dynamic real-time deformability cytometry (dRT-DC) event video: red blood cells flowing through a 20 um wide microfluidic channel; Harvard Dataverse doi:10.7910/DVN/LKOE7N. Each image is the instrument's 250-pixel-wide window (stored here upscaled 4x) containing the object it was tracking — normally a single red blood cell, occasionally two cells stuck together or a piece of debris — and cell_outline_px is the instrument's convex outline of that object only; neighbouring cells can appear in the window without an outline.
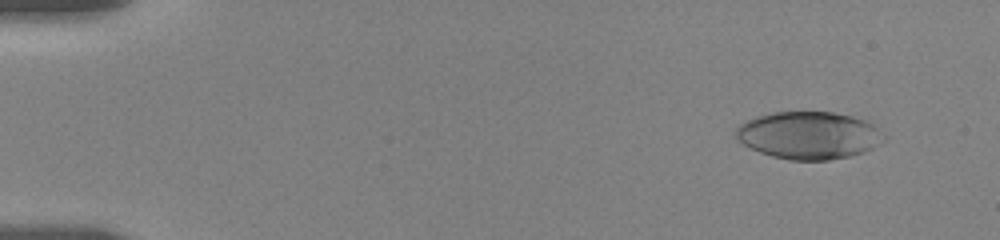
{"species": "human", "species_latin": "Homo sapiens", "temperature_condition": "room temperature", "stored_images_in_passage": 6, "camera_frame_rate_fps": 3000, "um_per_image_px": 0.085, "donor": {"sex": "female"}, "frame": {"image": 1, "passage_image": 2, "time_ms": 1.333, "image_size_px": [1000, 240], "cell_outline_px": [[888, 136], [872, 148], [864, 152], [848, 156], [828, 160], [788, 160], [772, 156], [760, 152], [736, 140], [732, 136], [736, 128], [740, 124], [756, 116], [772, 112], [832, 112], [852, 116], [864, 120], [872, 124], [884, 132]], "centroid_in_image_um": [68.73, 11.5], "position_along_channel_um": 16.3, "area_um2": 41.1}}
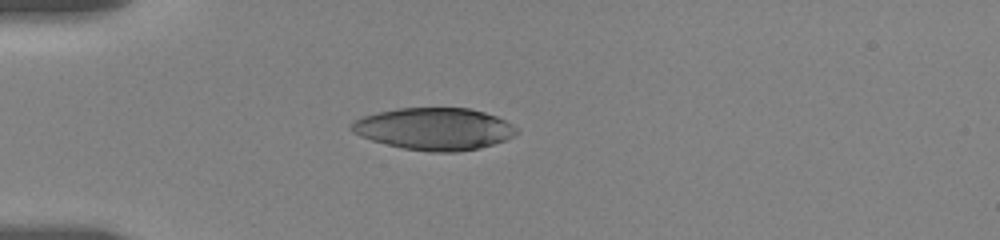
{"frame": {"image": 2, "passage_image": 5, "time_ms": 5.0, "image_size_px": [1000, 240], "cell_outline_px": [[516, 132], [512, 136], [504, 140], [480, 148], [456, 152], [432, 152], [404, 148], [372, 140], [360, 136], [352, 132], [348, 128], [356, 120], [364, 116], [396, 108], [468, 108], [484, 112], [496, 116], [512, 124], [516, 128]], "centroid_in_image_um": [36.9, 10.95], "position_along_channel_um": 48.1, "area_um2": 40.11}}